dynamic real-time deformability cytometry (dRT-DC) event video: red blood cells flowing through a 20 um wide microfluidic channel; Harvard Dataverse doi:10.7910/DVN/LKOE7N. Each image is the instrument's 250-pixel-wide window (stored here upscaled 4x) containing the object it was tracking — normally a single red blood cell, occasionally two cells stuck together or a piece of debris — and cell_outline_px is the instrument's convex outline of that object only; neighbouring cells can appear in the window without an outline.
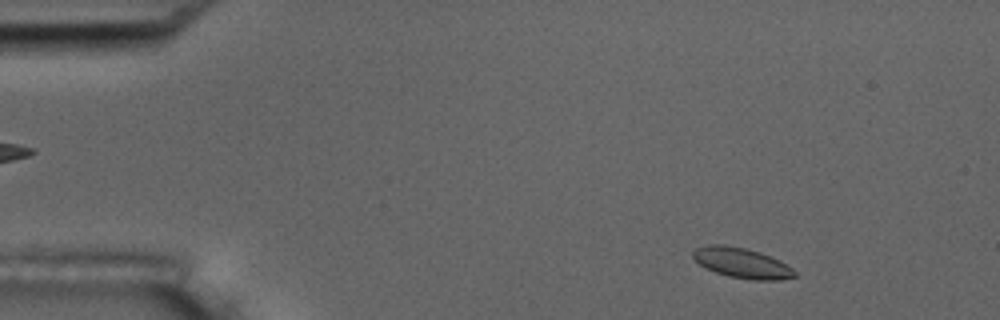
{"species": "common noctule bat (a hibernating species)", "species_latin": "Nyctalus noctula", "temperature_condition": "room temperature", "stored_images_in_passage": 55, "camera_frame_rate_fps": 3000, "um_per_image_px": 0.085, "animal": {"sex": "male", "body_mass_g": 17.5, "forearm_length_mm": 52.3}, "frame": {"image": 1, "passage_image": 6, "time_ms": 1.667, "image_size_px": [1000, 320], "cell_outline_px": [[796, 276], [780, 280], [752, 280], [728, 276], [716, 272], [700, 264], [692, 256], [692, 252], [696, 248], [708, 244], [724, 244], [744, 248], [760, 252], [792, 268], [796, 272]], "centroid_in_image_um": [63.03, 22.35], "position_along_channel_um": 22.0, "area_um2": 17.63}}
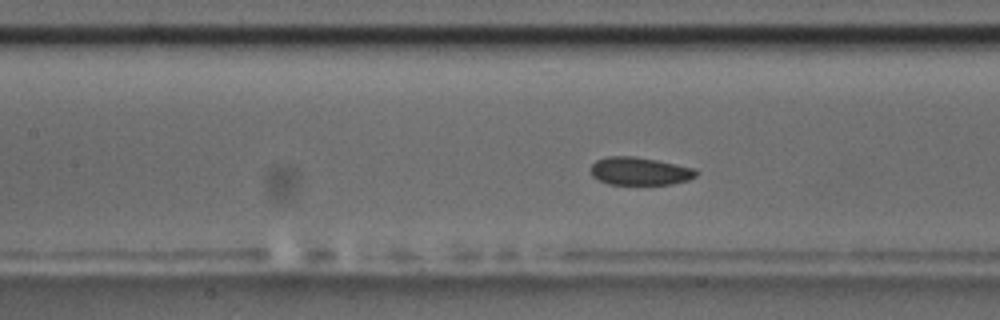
{"frame": {"image": 2, "passage_image": 24, "time_ms": 7.667, "image_size_px": [1000, 320], "cell_outline_px": [[700, 172], [696, 176], [688, 180], [672, 184], [608, 184], [592, 176], [592, 164], [596, 160], [608, 156], [632, 156], [656, 160], [696, 168]], "centroid_in_image_um": [54.42, 14.54], "position_along_channel_um": 153.0, "area_um2": 17.11}}
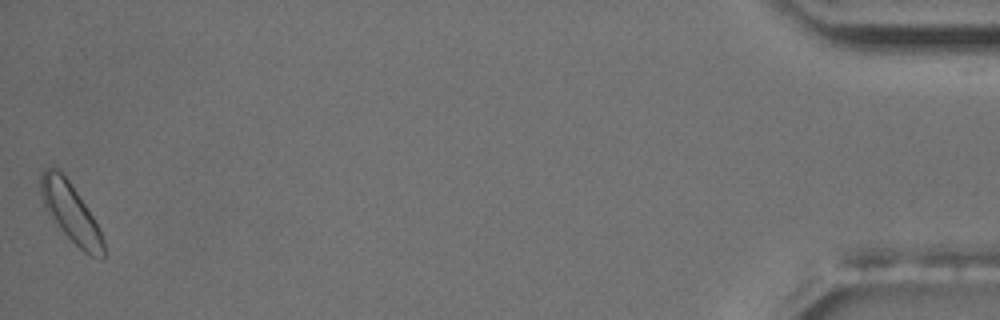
{"frame": {"image": 3, "passage_image": 55, "time_ms": 18.0, "image_size_px": [1000, 320], "cell_outline_px": [[104, 256], [92, 256], [84, 252], [60, 228], [48, 212], [44, 204], [40, 192], [40, 176], [44, 168], [56, 168], [68, 180], [92, 216], [104, 240]], "centroid_in_image_um": [5.98, 18.04], "position_along_channel_um": 429.2, "area_um2": 20.58}, "authors_computed_cell_mechanics": {"area_um2": 17.629, "velocity_mm_per_s": 3.5686, "shape_relaxation_time_tau1_ms": 2.4269, "shape_relaxation_time_tau2_ms": 1.0711, "deformation_change_tau1": 0.0814, "deformation_change_tau2": 0.0508}}